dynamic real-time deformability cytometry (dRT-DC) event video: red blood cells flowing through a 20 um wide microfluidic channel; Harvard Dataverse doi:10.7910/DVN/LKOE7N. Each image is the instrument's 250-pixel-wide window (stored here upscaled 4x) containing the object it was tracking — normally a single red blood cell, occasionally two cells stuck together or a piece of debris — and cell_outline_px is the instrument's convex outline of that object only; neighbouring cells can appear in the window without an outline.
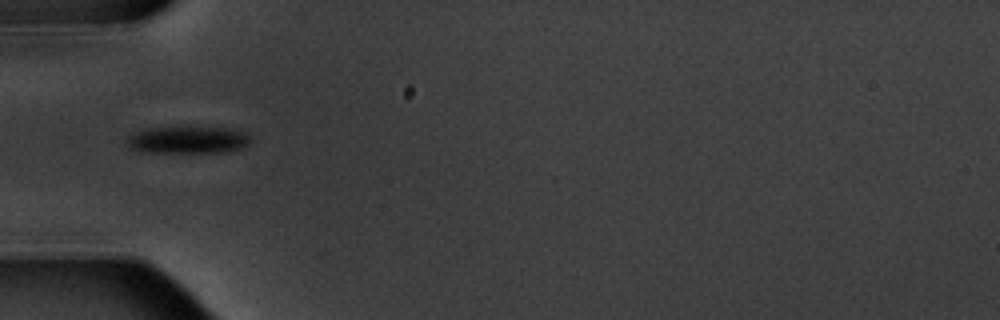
{"species": "common noctule bat (a hibernating species)", "species_latin": "Nyctalus noctula", "temperature_condition": "warm", "stored_images_in_passage": 11, "camera_frame_rate_fps": 3000, "um_per_image_px": 0.085, "animal": {"sex": "male", "body_mass_g": 20.1, "forearm_length_mm": 53.5}, "frame": {"image": 1, "passage_image": 1, "time_ms": 0.0, "image_size_px": [1000, 320], "cell_outline_px": [[252, 140], [248, 144], [232, 152], [144, 152], [132, 148], [128, 144], [128, 136], [148, 128], [228, 128], [248, 132], [252, 136]], "centroid_in_image_um": [16.08, 11.9], "position_along_channel_um": 68.9, "area_um2": 19.36}}
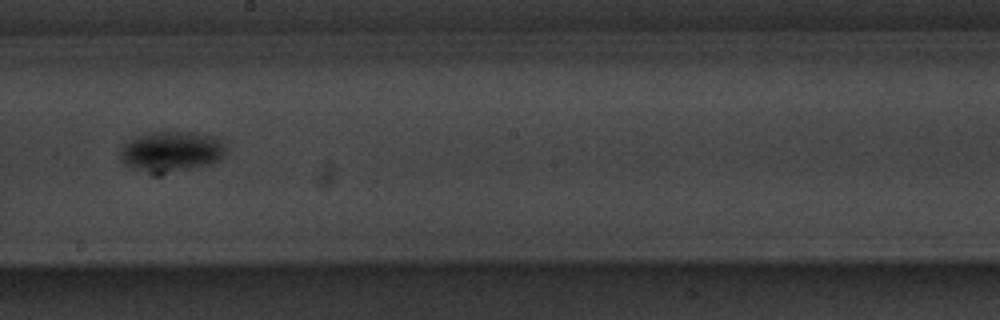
{"frame": {"image": 2, "passage_image": 5, "time_ms": 4.667, "image_size_px": [1000, 320], "cell_outline_px": [[224, 156], [220, 160], [212, 164], [160, 176], [152, 176], [124, 164], [120, 160], [120, 148], [124, 144], [136, 136], [152, 132], [192, 132], [212, 136], [220, 140], [224, 144]], "centroid_in_image_um": [14.53, 12.93], "position_along_channel_um": 233.7, "area_um2": 25.61}}
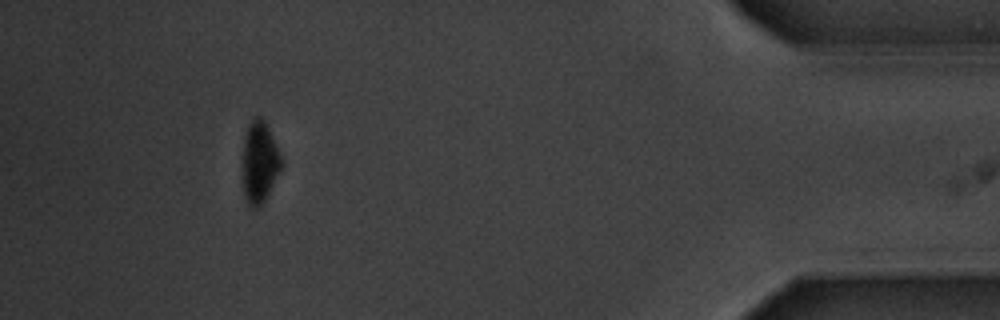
{"frame": {"image": 3, "passage_image": 10, "time_ms": 11.333, "image_size_px": [1000, 320], "cell_outline_px": [[280, 168], [264, 200], [256, 208], [248, 204], [244, 196], [244, 136], [248, 124], [256, 116], [260, 116], [264, 120], [280, 152]], "centroid_in_image_um": [22.05, 13.73], "position_along_channel_um": 413.2, "area_um2": 17.57}, "authors_computed_cell_mechanics": {"area_um2": 20.9236, "velocity_mm_per_s": 3.5271, "shape_relaxation_time_tau1_ms": 1.3893, "shape_relaxation_time_tau2_ms": null, "deformation_change_tau1": 0.1008, "deformation_change_tau2": null}}